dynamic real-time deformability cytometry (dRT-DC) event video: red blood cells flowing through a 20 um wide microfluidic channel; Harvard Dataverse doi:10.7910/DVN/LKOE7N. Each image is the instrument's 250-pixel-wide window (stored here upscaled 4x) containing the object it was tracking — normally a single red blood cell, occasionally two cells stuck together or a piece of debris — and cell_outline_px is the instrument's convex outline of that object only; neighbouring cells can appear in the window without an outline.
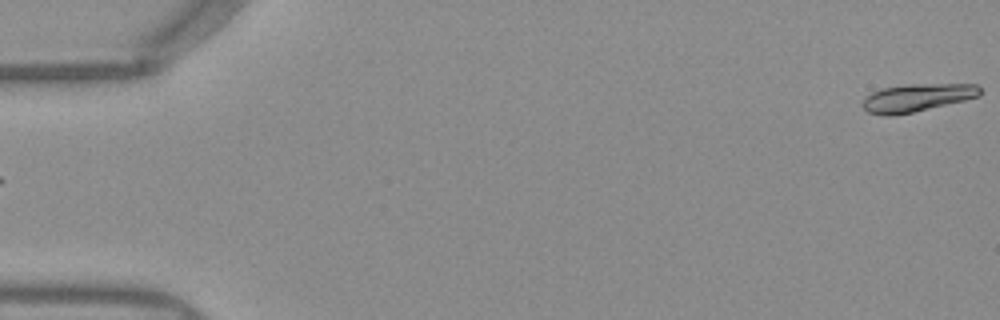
{"species": "Egyptian fruit bat (a non-hibernating species)", "species_latin": "Rousettus aegyptiacus", "temperature_condition": "warm", "stored_images_in_passage": 13, "camera_frame_rate_fps": 3000, "um_per_image_px": 0.085, "frame": {"image": 1, "passage_image": 1, "time_ms": 0.0, "image_size_px": [1000, 320], "cell_outline_px": [[980, 96], [964, 100], [912, 112], [892, 116], [884, 116], [868, 112], [860, 104], [864, 96], [872, 92], [884, 88], [908, 84], [976, 84], [980, 88]], "centroid_in_image_um": [77.89, 8.3], "position_along_channel_um": 7.1, "area_um2": 18.96}}